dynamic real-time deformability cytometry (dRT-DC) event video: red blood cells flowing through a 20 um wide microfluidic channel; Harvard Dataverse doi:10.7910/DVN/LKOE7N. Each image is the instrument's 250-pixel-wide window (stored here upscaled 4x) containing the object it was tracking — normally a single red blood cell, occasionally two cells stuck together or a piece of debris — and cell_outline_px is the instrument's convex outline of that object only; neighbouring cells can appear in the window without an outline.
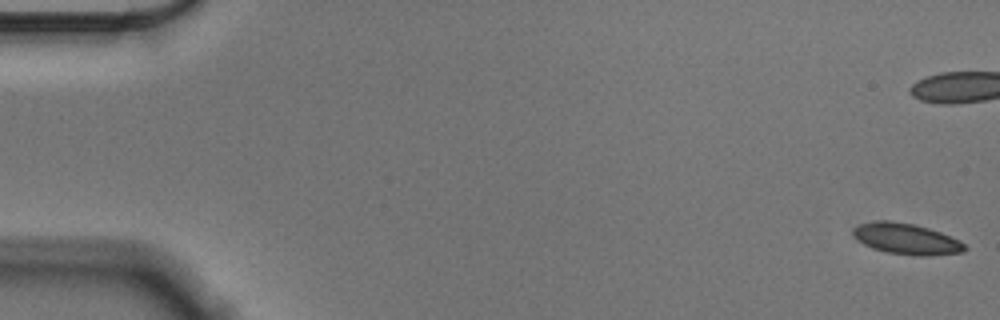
{"species": "Egyptian fruit bat (a non-hibernating species)", "species_latin": "Rousettus aegyptiacus", "temperature_condition": "cold", "stored_images_in_passage": 58, "camera_frame_rate_fps": 3000, "um_per_image_px": 0.085, "animal": {"sex": "male"}, "frame": {"image": 1, "passage_image": 1, "time_ms": 0.0, "image_size_px": [1000, 320], "cell_outline_px": [[968, 248], [964, 252], [928, 256], [920, 256], [888, 252], [872, 248], [864, 244], [852, 232], [860, 224], [876, 220], [888, 220], [912, 224], [928, 228], [940, 232], [960, 240]], "centroid_in_image_um": [77.1, 20.31], "position_along_channel_um": 7.9, "area_um2": 19.88}, "authors_computed_cell_mechanics": {"area_um2": 19.8832, "velocity_mm_per_s": 3.5334, "shape_relaxation_time_tau1_ms": 7.2394, "shape_relaxation_time_tau2_ms": 2.1347, "deformation_change_tau1": 0.1068, "deformation_change_tau2": 0.071}}